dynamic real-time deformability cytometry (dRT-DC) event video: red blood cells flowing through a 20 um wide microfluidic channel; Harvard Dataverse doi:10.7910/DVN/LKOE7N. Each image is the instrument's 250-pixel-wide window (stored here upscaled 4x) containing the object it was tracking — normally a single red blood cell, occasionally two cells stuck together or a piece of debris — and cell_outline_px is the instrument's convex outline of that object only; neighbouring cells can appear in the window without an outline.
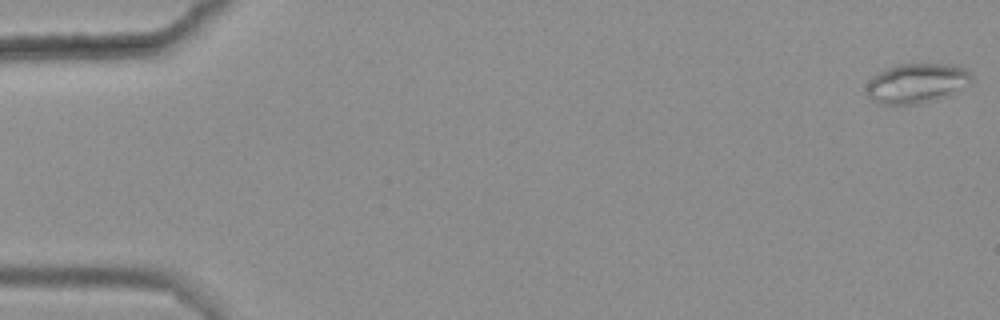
{"species": "common noctule bat (a hibernating species)", "species_latin": "Nyctalus noctula", "temperature_condition": "warm", "stored_images_in_passage": 8, "camera_frame_rate_fps": 3000, "um_per_image_px": 0.085, "animal": {"sex": "female", "body_mass_g": 25.1}, "frame": {"image": 1, "passage_image": 1, "time_ms": 0.0, "image_size_px": [1000, 320], "cell_outline_px": [[972, 84], [952, 96], [920, 104], [876, 104], [864, 92], [864, 88], [868, 80], [872, 76], [896, 64], [956, 64], [964, 68], [972, 76]], "centroid_in_image_um": [77.94, 7.1], "position_along_channel_um": 7.1, "area_um2": 25.14}}
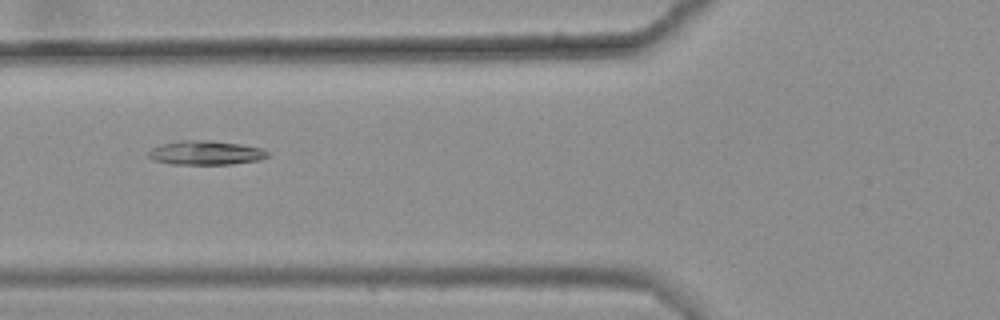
{"frame": {"image": 2, "passage_image": 7, "time_ms": 2.0, "image_size_px": [1000, 320], "cell_outline_px": [[268, 156], [260, 160], [232, 164], [172, 164], [152, 160], [148, 156], [148, 152], [152, 148], [164, 144], [180, 140], [212, 140], [240, 144], [260, 148], [268, 152]], "centroid_in_image_um": [17.48, 12.99], "position_along_channel_um": 108.3, "area_um2": 16.7}}
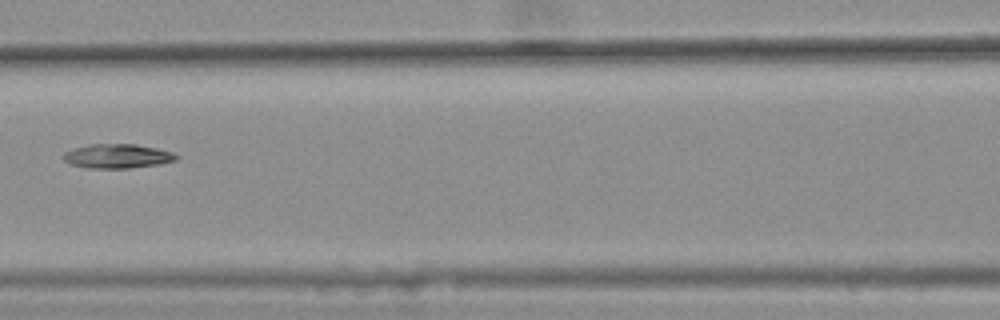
{"frame": {"image": 3, "passage_image": 8, "time_ms": 2.333, "image_size_px": [1000, 320], "cell_outline_px": [[176, 160], [160, 164], [128, 168], [88, 168], [72, 164], [64, 160], [64, 152], [76, 148], [92, 144], [136, 144], [156, 148], [172, 152], [176, 156]], "centroid_in_image_um": [9.99, 13.27], "position_along_channel_um": 156.6, "area_um2": 15.66}}